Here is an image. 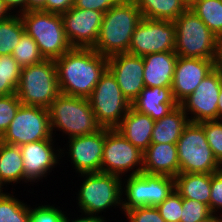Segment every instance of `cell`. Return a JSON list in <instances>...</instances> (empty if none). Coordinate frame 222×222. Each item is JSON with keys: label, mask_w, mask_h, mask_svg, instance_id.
I'll return each mask as SVG.
<instances>
[{"label": "cell", "mask_w": 222, "mask_h": 222, "mask_svg": "<svg viewBox=\"0 0 222 222\" xmlns=\"http://www.w3.org/2000/svg\"><path fill=\"white\" fill-rule=\"evenodd\" d=\"M55 64L60 93L87 99L108 68L107 57L93 48H72Z\"/></svg>", "instance_id": "6da1fadb"}, {"label": "cell", "mask_w": 222, "mask_h": 222, "mask_svg": "<svg viewBox=\"0 0 222 222\" xmlns=\"http://www.w3.org/2000/svg\"><path fill=\"white\" fill-rule=\"evenodd\" d=\"M142 14L133 0H123L104 13L93 49L104 57L126 53Z\"/></svg>", "instance_id": "7a4b0ae2"}, {"label": "cell", "mask_w": 222, "mask_h": 222, "mask_svg": "<svg viewBox=\"0 0 222 222\" xmlns=\"http://www.w3.org/2000/svg\"><path fill=\"white\" fill-rule=\"evenodd\" d=\"M175 53L181 57L217 59L219 38L189 7L175 21Z\"/></svg>", "instance_id": "3957f363"}, {"label": "cell", "mask_w": 222, "mask_h": 222, "mask_svg": "<svg viewBox=\"0 0 222 222\" xmlns=\"http://www.w3.org/2000/svg\"><path fill=\"white\" fill-rule=\"evenodd\" d=\"M47 109L52 134L53 130L58 128L71 138L91 135L102 128L97 123L87 98L60 93Z\"/></svg>", "instance_id": "277c9868"}, {"label": "cell", "mask_w": 222, "mask_h": 222, "mask_svg": "<svg viewBox=\"0 0 222 222\" xmlns=\"http://www.w3.org/2000/svg\"><path fill=\"white\" fill-rule=\"evenodd\" d=\"M25 32L30 35L44 59H57L73 47L64 30L61 14L28 11L20 14Z\"/></svg>", "instance_id": "5b68a950"}, {"label": "cell", "mask_w": 222, "mask_h": 222, "mask_svg": "<svg viewBox=\"0 0 222 222\" xmlns=\"http://www.w3.org/2000/svg\"><path fill=\"white\" fill-rule=\"evenodd\" d=\"M15 94L23 105L48 108L60 94L55 60L22 68Z\"/></svg>", "instance_id": "8992f818"}, {"label": "cell", "mask_w": 222, "mask_h": 222, "mask_svg": "<svg viewBox=\"0 0 222 222\" xmlns=\"http://www.w3.org/2000/svg\"><path fill=\"white\" fill-rule=\"evenodd\" d=\"M179 173L213 174L222 169L210 148L200 123L185 126L177 143Z\"/></svg>", "instance_id": "52a82bcc"}, {"label": "cell", "mask_w": 222, "mask_h": 222, "mask_svg": "<svg viewBox=\"0 0 222 222\" xmlns=\"http://www.w3.org/2000/svg\"><path fill=\"white\" fill-rule=\"evenodd\" d=\"M81 177L84 182L77 194L78 206L82 209L80 212L96 216L110 206L122 207L121 176L98 172L83 173Z\"/></svg>", "instance_id": "ba28073f"}, {"label": "cell", "mask_w": 222, "mask_h": 222, "mask_svg": "<svg viewBox=\"0 0 222 222\" xmlns=\"http://www.w3.org/2000/svg\"><path fill=\"white\" fill-rule=\"evenodd\" d=\"M97 123L102 128H116L131 103L123 95L116 78L107 68L88 98Z\"/></svg>", "instance_id": "9c48e42d"}, {"label": "cell", "mask_w": 222, "mask_h": 222, "mask_svg": "<svg viewBox=\"0 0 222 222\" xmlns=\"http://www.w3.org/2000/svg\"><path fill=\"white\" fill-rule=\"evenodd\" d=\"M52 136L48 109L21 104L0 141L21 146L26 143L49 139Z\"/></svg>", "instance_id": "30bf717a"}, {"label": "cell", "mask_w": 222, "mask_h": 222, "mask_svg": "<svg viewBox=\"0 0 222 222\" xmlns=\"http://www.w3.org/2000/svg\"><path fill=\"white\" fill-rule=\"evenodd\" d=\"M127 184L122 192L126 195L122 201L123 211L137 207L157 206L174 190V177L167 175L146 174L128 175Z\"/></svg>", "instance_id": "8fae6325"}, {"label": "cell", "mask_w": 222, "mask_h": 222, "mask_svg": "<svg viewBox=\"0 0 222 222\" xmlns=\"http://www.w3.org/2000/svg\"><path fill=\"white\" fill-rule=\"evenodd\" d=\"M134 168L136 169L129 175H138L142 172L143 152L115 128H105L101 172L123 176L124 173Z\"/></svg>", "instance_id": "7c38bea8"}, {"label": "cell", "mask_w": 222, "mask_h": 222, "mask_svg": "<svg viewBox=\"0 0 222 222\" xmlns=\"http://www.w3.org/2000/svg\"><path fill=\"white\" fill-rule=\"evenodd\" d=\"M165 51H175L174 22L142 18L132 35L128 53L144 57Z\"/></svg>", "instance_id": "4fadbf2b"}, {"label": "cell", "mask_w": 222, "mask_h": 222, "mask_svg": "<svg viewBox=\"0 0 222 222\" xmlns=\"http://www.w3.org/2000/svg\"><path fill=\"white\" fill-rule=\"evenodd\" d=\"M221 84L222 70L216 66L200 82L195 91L179 104L187 116L193 114L191 115L193 117L188 118L190 122L218 120L217 106Z\"/></svg>", "instance_id": "5bb4252c"}, {"label": "cell", "mask_w": 222, "mask_h": 222, "mask_svg": "<svg viewBox=\"0 0 222 222\" xmlns=\"http://www.w3.org/2000/svg\"><path fill=\"white\" fill-rule=\"evenodd\" d=\"M104 13L72 6L62 13L66 37L73 48H93L97 42Z\"/></svg>", "instance_id": "9a60e30c"}, {"label": "cell", "mask_w": 222, "mask_h": 222, "mask_svg": "<svg viewBox=\"0 0 222 222\" xmlns=\"http://www.w3.org/2000/svg\"><path fill=\"white\" fill-rule=\"evenodd\" d=\"M217 59L178 56L172 80L174 100L180 104L192 94L200 82L216 67Z\"/></svg>", "instance_id": "2e32d148"}, {"label": "cell", "mask_w": 222, "mask_h": 222, "mask_svg": "<svg viewBox=\"0 0 222 222\" xmlns=\"http://www.w3.org/2000/svg\"><path fill=\"white\" fill-rule=\"evenodd\" d=\"M107 60L108 69L116 78L121 92L132 103L145 87L143 57L126 52L108 57Z\"/></svg>", "instance_id": "e0dca14e"}, {"label": "cell", "mask_w": 222, "mask_h": 222, "mask_svg": "<svg viewBox=\"0 0 222 222\" xmlns=\"http://www.w3.org/2000/svg\"><path fill=\"white\" fill-rule=\"evenodd\" d=\"M69 155L76 172H101V161L105 143V128H101L91 135L69 138Z\"/></svg>", "instance_id": "ac0fdd59"}, {"label": "cell", "mask_w": 222, "mask_h": 222, "mask_svg": "<svg viewBox=\"0 0 222 222\" xmlns=\"http://www.w3.org/2000/svg\"><path fill=\"white\" fill-rule=\"evenodd\" d=\"M53 143V138L50 137L19 146L23 160L24 182H35L46 177L47 173L59 163L58 158L61 157L59 154L63 152L62 149L55 150Z\"/></svg>", "instance_id": "d6986e66"}, {"label": "cell", "mask_w": 222, "mask_h": 222, "mask_svg": "<svg viewBox=\"0 0 222 222\" xmlns=\"http://www.w3.org/2000/svg\"><path fill=\"white\" fill-rule=\"evenodd\" d=\"M179 167L176 143H151L143 152V173L176 177Z\"/></svg>", "instance_id": "ffe728a7"}, {"label": "cell", "mask_w": 222, "mask_h": 222, "mask_svg": "<svg viewBox=\"0 0 222 222\" xmlns=\"http://www.w3.org/2000/svg\"><path fill=\"white\" fill-rule=\"evenodd\" d=\"M179 104L174 100L171 87H144L131 106L154 121L161 119Z\"/></svg>", "instance_id": "44dd1931"}, {"label": "cell", "mask_w": 222, "mask_h": 222, "mask_svg": "<svg viewBox=\"0 0 222 222\" xmlns=\"http://www.w3.org/2000/svg\"><path fill=\"white\" fill-rule=\"evenodd\" d=\"M178 55L174 51L157 52L143 57L146 87H172Z\"/></svg>", "instance_id": "7402d4cb"}, {"label": "cell", "mask_w": 222, "mask_h": 222, "mask_svg": "<svg viewBox=\"0 0 222 222\" xmlns=\"http://www.w3.org/2000/svg\"><path fill=\"white\" fill-rule=\"evenodd\" d=\"M154 122L150 116L135 110L131 106L115 129L135 147L144 152L151 144Z\"/></svg>", "instance_id": "603a6c76"}, {"label": "cell", "mask_w": 222, "mask_h": 222, "mask_svg": "<svg viewBox=\"0 0 222 222\" xmlns=\"http://www.w3.org/2000/svg\"><path fill=\"white\" fill-rule=\"evenodd\" d=\"M174 189L182 198L193 199L209 206L211 174L179 173L174 177Z\"/></svg>", "instance_id": "cb8c5ba5"}, {"label": "cell", "mask_w": 222, "mask_h": 222, "mask_svg": "<svg viewBox=\"0 0 222 222\" xmlns=\"http://www.w3.org/2000/svg\"><path fill=\"white\" fill-rule=\"evenodd\" d=\"M188 118L183 108L178 105L168 115L154 122L151 143H177L189 123Z\"/></svg>", "instance_id": "d4e9b609"}, {"label": "cell", "mask_w": 222, "mask_h": 222, "mask_svg": "<svg viewBox=\"0 0 222 222\" xmlns=\"http://www.w3.org/2000/svg\"><path fill=\"white\" fill-rule=\"evenodd\" d=\"M142 17L175 21L189 6L184 0H133Z\"/></svg>", "instance_id": "484cf974"}, {"label": "cell", "mask_w": 222, "mask_h": 222, "mask_svg": "<svg viewBox=\"0 0 222 222\" xmlns=\"http://www.w3.org/2000/svg\"><path fill=\"white\" fill-rule=\"evenodd\" d=\"M24 181L22 154L19 146L0 141V183Z\"/></svg>", "instance_id": "4316f807"}, {"label": "cell", "mask_w": 222, "mask_h": 222, "mask_svg": "<svg viewBox=\"0 0 222 222\" xmlns=\"http://www.w3.org/2000/svg\"><path fill=\"white\" fill-rule=\"evenodd\" d=\"M189 8L215 36L222 37V0H197Z\"/></svg>", "instance_id": "83f0119b"}, {"label": "cell", "mask_w": 222, "mask_h": 222, "mask_svg": "<svg viewBox=\"0 0 222 222\" xmlns=\"http://www.w3.org/2000/svg\"><path fill=\"white\" fill-rule=\"evenodd\" d=\"M24 33L25 27L18 13L0 20V55H12Z\"/></svg>", "instance_id": "f1b7e54d"}, {"label": "cell", "mask_w": 222, "mask_h": 222, "mask_svg": "<svg viewBox=\"0 0 222 222\" xmlns=\"http://www.w3.org/2000/svg\"><path fill=\"white\" fill-rule=\"evenodd\" d=\"M21 69L12 55H0V97L16 93Z\"/></svg>", "instance_id": "f546056e"}, {"label": "cell", "mask_w": 222, "mask_h": 222, "mask_svg": "<svg viewBox=\"0 0 222 222\" xmlns=\"http://www.w3.org/2000/svg\"><path fill=\"white\" fill-rule=\"evenodd\" d=\"M0 222H30V207L4 193L0 196Z\"/></svg>", "instance_id": "4dcf8cb0"}, {"label": "cell", "mask_w": 222, "mask_h": 222, "mask_svg": "<svg viewBox=\"0 0 222 222\" xmlns=\"http://www.w3.org/2000/svg\"><path fill=\"white\" fill-rule=\"evenodd\" d=\"M12 56L22 68L39 64L44 60V57L40 54L38 45L26 32L15 46Z\"/></svg>", "instance_id": "1f68e13d"}, {"label": "cell", "mask_w": 222, "mask_h": 222, "mask_svg": "<svg viewBox=\"0 0 222 222\" xmlns=\"http://www.w3.org/2000/svg\"><path fill=\"white\" fill-rule=\"evenodd\" d=\"M200 124L216 160L222 165V120L204 121Z\"/></svg>", "instance_id": "d6a6232c"}, {"label": "cell", "mask_w": 222, "mask_h": 222, "mask_svg": "<svg viewBox=\"0 0 222 222\" xmlns=\"http://www.w3.org/2000/svg\"><path fill=\"white\" fill-rule=\"evenodd\" d=\"M211 214L208 205L193 199L182 198L180 222H200Z\"/></svg>", "instance_id": "836d02e7"}, {"label": "cell", "mask_w": 222, "mask_h": 222, "mask_svg": "<svg viewBox=\"0 0 222 222\" xmlns=\"http://www.w3.org/2000/svg\"><path fill=\"white\" fill-rule=\"evenodd\" d=\"M21 104L15 93L0 97V138L8 129Z\"/></svg>", "instance_id": "e575fe53"}, {"label": "cell", "mask_w": 222, "mask_h": 222, "mask_svg": "<svg viewBox=\"0 0 222 222\" xmlns=\"http://www.w3.org/2000/svg\"><path fill=\"white\" fill-rule=\"evenodd\" d=\"M165 222H180L182 197L174 189L171 194L156 206Z\"/></svg>", "instance_id": "d590c367"}, {"label": "cell", "mask_w": 222, "mask_h": 222, "mask_svg": "<svg viewBox=\"0 0 222 222\" xmlns=\"http://www.w3.org/2000/svg\"><path fill=\"white\" fill-rule=\"evenodd\" d=\"M125 215L129 222H165L155 206L128 209Z\"/></svg>", "instance_id": "8d00e7d4"}, {"label": "cell", "mask_w": 222, "mask_h": 222, "mask_svg": "<svg viewBox=\"0 0 222 222\" xmlns=\"http://www.w3.org/2000/svg\"><path fill=\"white\" fill-rule=\"evenodd\" d=\"M64 212L58 207L50 205H41L39 207H30V222H62Z\"/></svg>", "instance_id": "74e56055"}, {"label": "cell", "mask_w": 222, "mask_h": 222, "mask_svg": "<svg viewBox=\"0 0 222 222\" xmlns=\"http://www.w3.org/2000/svg\"><path fill=\"white\" fill-rule=\"evenodd\" d=\"M209 209L212 214H216L217 210L222 209V169L211 174Z\"/></svg>", "instance_id": "f35d334b"}, {"label": "cell", "mask_w": 222, "mask_h": 222, "mask_svg": "<svg viewBox=\"0 0 222 222\" xmlns=\"http://www.w3.org/2000/svg\"><path fill=\"white\" fill-rule=\"evenodd\" d=\"M123 0H74L73 6L80 9L96 10L103 13Z\"/></svg>", "instance_id": "ab89813d"}, {"label": "cell", "mask_w": 222, "mask_h": 222, "mask_svg": "<svg viewBox=\"0 0 222 222\" xmlns=\"http://www.w3.org/2000/svg\"><path fill=\"white\" fill-rule=\"evenodd\" d=\"M74 0H46L45 12L62 14L73 6Z\"/></svg>", "instance_id": "60d3db41"}, {"label": "cell", "mask_w": 222, "mask_h": 222, "mask_svg": "<svg viewBox=\"0 0 222 222\" xmlns=\"http://www.w3.org/2000/svg\"><path fill=\"white\" fill-rule=\"evenodd\" d=\"M3 2L9 11L19 7L17 11L19 15L26 12L27 0H3Z\"/></svg>", "instance_id": "b9f144b4"}, {"label": "cell", "mask_w": 222, "mask_h": 222, "mask_svg": "<svg viewBox=\"0 0 222 222\" xmlns=\"http://www.w3.org/2000/svg\"><path fill=\"white\" fill-rule=\"evenodd\" d=\"M85 217H81L78 219H74L71 222H107L106 220H104V217L101 216H95V215H89V214H85ZM62 222H70L69 218L66 216V214L63 217Z\"/></svg>", "instance_id": "7bdbcfd3"}, {"label": "cell", "mask_w": 222, "mask_h": 222, "mask_svg": "<svg viewBox=\"0 0 222 222\" xmlns=\"http://www.w3.org/2000/svg\"><path fill=\"white\" fill-rule=\"evenodd\" d=\"M46 0H27L26 12L28 11H45Z\"/></svg>", "instance_id": "ee69618b"}, {"label": "cell", "mask_w": 222, "mask_h": 222, "mask_svg": "<svg viewBox=\"0 0 222 222\" xmlns=\"http://www.w3.org/2000/svg\"><path fill=\"white\" fill-rule=\"evenodd\" d=\"M7 7L5 6L3 0H0V20L8 18L13 12L9 13Z\"/></svg>", "instance_id": "f6af8a7d"}, {"label": "cell", "mask_w": 222, "mask_h": 222, "mask_svg": "<svg viewBox=\"0 0 222 222\" xmlns=\"http://www.w3.org/2000/svg\"><path fill=\"white\" fill-rule=\"evenodd\" d=\"M216 66H218L222 70V37L219 39Z\"/></svg>", "instance_id": "bcb514c9"}, {"label": "cell", "mask_w": 222, "mask_h": 222, "mask_svg": "<svg viewBox=\"0 0 222 222\" xmlns=\"http://www.w3.org/2000/svg\"><path fill=\"white\" fill-rule=\"evenodd\" d=\"M218 120L222 119V84H221V89L219 92V98H218Z\"/></svg>", "instance_id": "7dc6e473"}, {"label": "cell", "mask_w": 222, "mask_h": 222, "mask_svg": "<svg viewBox=\"0 0 222 222\" xmlns=\"http://www.w3.org/2000/svg\"><path fill=\"white\" fill-rule=\"evenodd\" d=\"M200 222H222V217L221 216H215V214H211L209 217H207L205 220L200 221Z\"/></svg>", "instance_id": "c3c4849f"}, {"label": "cell", "mask_w": 222, "mask_h": 222, "mask_svg": "<svg viewBox=\"0 0 222 222\" xmlns=\"http://www.w3.org/2000/svg\"><path fill=\"white\" fill-rule=\"evenodd\" d=\"M185 1V3L188 5V6H190V5H192L195 1H197V0H184Z\"/></svg>", "instance_id": "681fc988"}, {"label": "cell", "mask_w": 222, "mask_h": 222, "mask_svg": "<svg viewBox=\"0 0 222 222\" xmlns=\"http://www.w3.org/2000/svg\"><path fill=\"white\" fill-rule=\"evenodd\" d=\"M2 184L0 183V196L4 194L3 190H2Z\"/></svg>", "instance_id": "f907efd6"}]
</instances>
